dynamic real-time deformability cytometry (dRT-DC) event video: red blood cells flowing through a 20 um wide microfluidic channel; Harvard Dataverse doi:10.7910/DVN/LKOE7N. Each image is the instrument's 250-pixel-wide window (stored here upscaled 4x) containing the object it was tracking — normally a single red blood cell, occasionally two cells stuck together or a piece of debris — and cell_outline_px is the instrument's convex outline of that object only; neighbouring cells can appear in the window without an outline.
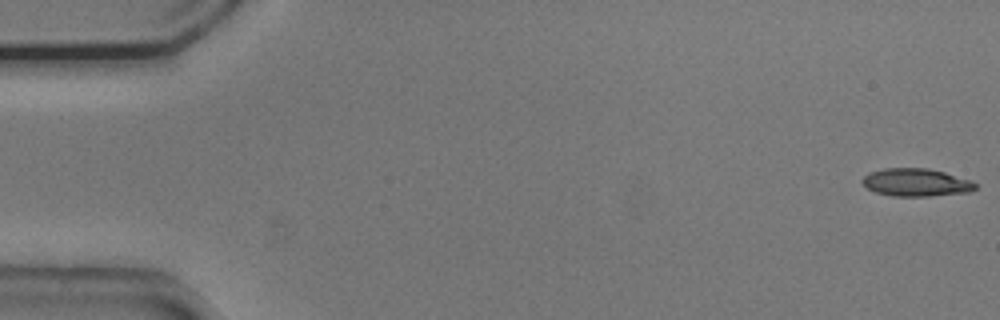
{"species": "common noctule bat (a hibernating species)", "species_latin": "Nyctalus noctula", "temperature_condition": "cold", "stored_images_in_passage": 54, "camera_frame_rate_fps": 3000, "um_per_image_px": 0.085, "animal": {"sex": "male", "body_mass_g": 20.5, "forearm_length_mm": 52.5}, "frame": {"image": 1, "passage_image": 1, "time_ms": 0.0, "image_size_px": [1000, 320], "cell_outline_px": [[976, 188], [968, 192], [928, 196], [892, 196], [876, 192], [868, 188], [860, 180], [868, 172], [884, 168], [928, 168], [944, 172], [972, 180], [976, 184]], "centroid_in_image_um": [77.85, 15.5], "position_along_channel_um": 7.1, "area_um2": 18.32}}
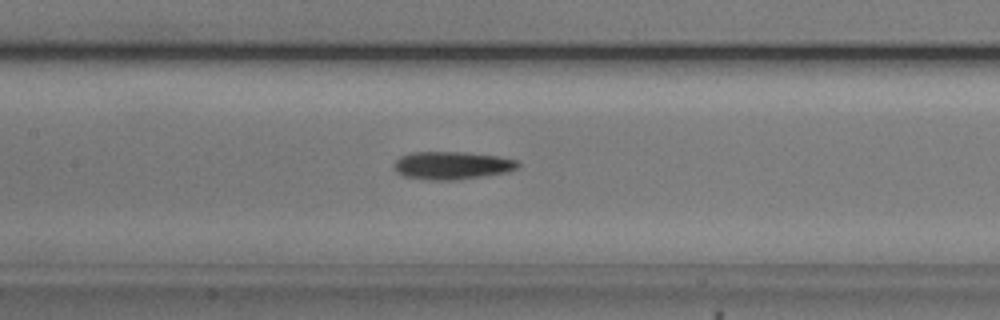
{"frame": {"image": 2, "passage_image": 25, "time_ms": 8.0, "image_size_px": [1000, 320], "cell_outline_px": [[520, 164], [516, 168], [508, 172], [456, 180], [424, 180], [404, 176], [396, 172], [392, 168], [392, 164], [400, 156], [412, 152], [464, 152], [496, 156], [516, 160]], "centroid_in_image_um": [38.35, 14.07], "position_along_channel_um": 169.1, "area_um2": 20.23}}
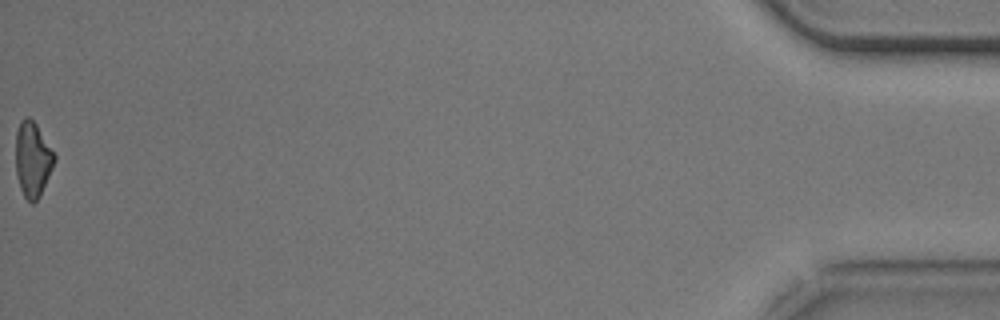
{"frame": {"image": 3, "passage_image": 54, "time_ms": 17.667, "image_size_px": [1000, 320], "cell_outline_px": [[56, 160], [40, 196], [32, 204], [24, 196], [20, 188], [16, 176], [16, 132], [20, 120], [24, 116], [28, 116], [36, 124], [56, 156]], "centroid_in_image_um": [2.76, 13.54], "position_along_channel_um": 432.4, "area_um2": 16.94}, "authors_computed_cell_mechanics": {"area_um2": 18.8717, "velocity_mm_per_s": 3.7718, "shape_relaxation_time_tau1_ms": 3.4059, "shape_relaxation_time_tau2_ms": null, "deformation_change_tau1": 0.1266, "deformation_change_tau2": null}}